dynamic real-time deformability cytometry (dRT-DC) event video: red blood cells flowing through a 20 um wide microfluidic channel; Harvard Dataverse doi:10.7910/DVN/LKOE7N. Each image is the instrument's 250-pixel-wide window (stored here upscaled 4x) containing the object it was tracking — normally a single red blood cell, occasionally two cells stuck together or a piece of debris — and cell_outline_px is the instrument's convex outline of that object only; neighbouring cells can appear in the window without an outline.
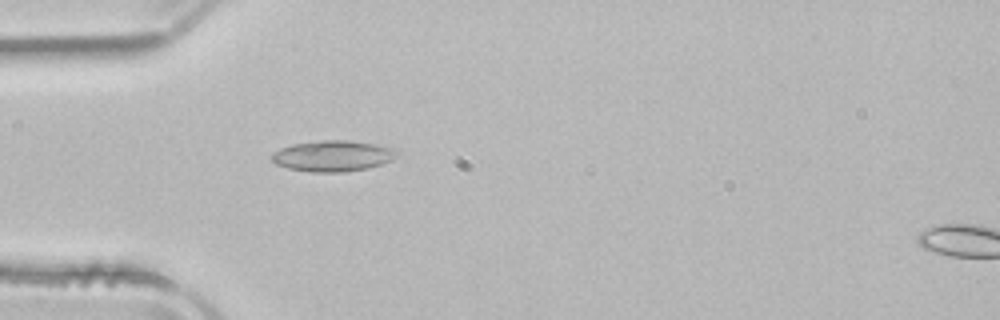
{"species": "common noctule bat (a hibernating species)", "species_latin": "Nyctalus noctula", "temperature_condition": "room temperature", "stored_images_in_passage": 50, "camera_frame_rate_fps": 3000, "um_per_image_px": 0.085, "animal": {"sex": "male", "body_mass_g": 21.5, "forearm_length_mm": 52.0}, "frame": {"image": 1, "passage_image": 14, "time_ms": 4.333, "image_size_px": [1000, 320], "cell_outline_px": [[396, 156], [392, 160], [368, 168], [344, 172], [312, 172], [288, 168], [276, 164], [272, 160], [272, 152], [280, 148], [292, 144], [320, 140], [348, 140], [372, 144], [392, 148], [396, 152]], "centroid_in_image_um": [28.24, 13.25], "position_along_channel_um": 56.8, "area_um2": 22.37}}
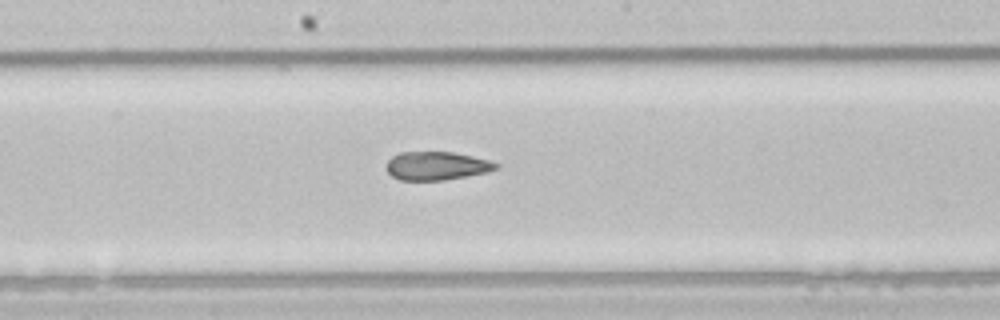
{"frame": {"image": 2, "passage_image": 26, "time_ms": 8.333, "image_size_px": [1000, 320], "cell_outline_px": [[500, 168], [488, 172], [468, 176], [444, 180], [400, 180], [392, 176], [384, 168], [384, 164], [392, 156], [400, 152], [452, 152], [472, 156], [488, 160], [500, 164]], "centroid_in_image_um": [37.1, 14.1], "position_along_channel_um": 211.1, "area_um2": 18.38}}
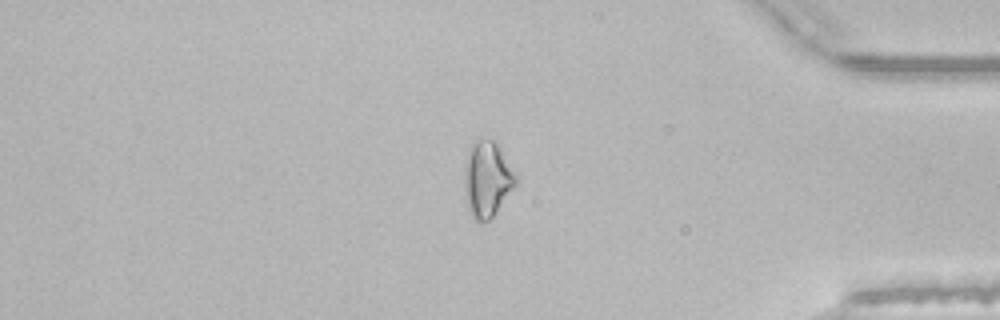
{"frame": {"image": 3, "passage_image": 42, "time_ms": 13.667, "image_size_px": [1000, 320], "cell_outline_px": [[516, 184], [496, 212], [488, 220], [476, 220], [468, 212], [464, 192], [464, 168], [468, 148], [472, 140], [496, 140], [516, 172]], "centroid_in_image_um": [41.39, 15.18], "position_along_channel_um": 393.8, "area_um2": 22.95}, "authors_computed_cell_mechanics": {"area_um2": 20.808, "velocity_mm_per_s": 3.9594, "shape_relaxation_time_tau1_ms": null, "shape_relaxation_time_tau2_ms": 4.514, "deformation_change_tau1": null, "deformation_change_tau2": 0.1135}}